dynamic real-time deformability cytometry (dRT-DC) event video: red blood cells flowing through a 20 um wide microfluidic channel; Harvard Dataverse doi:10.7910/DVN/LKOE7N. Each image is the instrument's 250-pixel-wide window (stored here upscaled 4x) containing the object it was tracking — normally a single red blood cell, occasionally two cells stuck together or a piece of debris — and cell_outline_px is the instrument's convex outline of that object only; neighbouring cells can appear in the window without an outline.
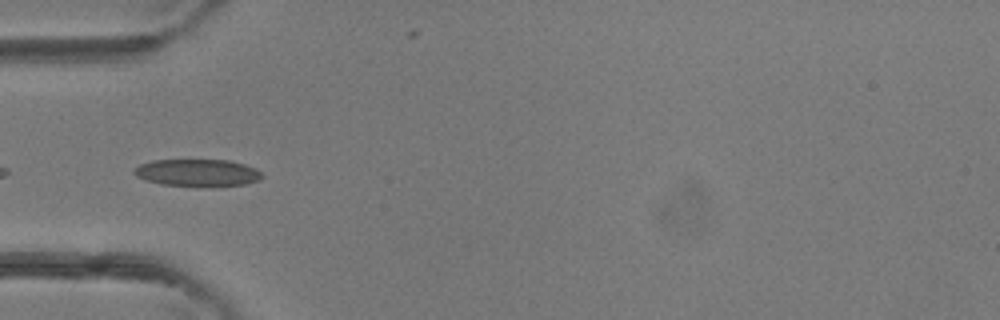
{"species": "common noctule bat (a hibernating species)", "species_latin": "Nyctalus noctula", "temperature_condition": "room temperature", "stored_images_in_passage": 25, "camera_frame_rate_fps": 3000, "um_per_image_px": 0.085, "animal": {"sex": "female"}, "frame": {"image": 1, "passage_image": 2, "time_ms": 0.333, "image_size_px": [1000, 320], "cell_outline_px": [[264, 176], [260, 180], [244, 184], [160, 184], [144, 180], [136, 176], [132, 172], [140, 164], [152, 160], [228, 160], [244, 164], [256, 168]], "centroid_in_image_um": [16.76, 14.64], "position_along_channel_um": 68.2, "area_um2": 19.54}}
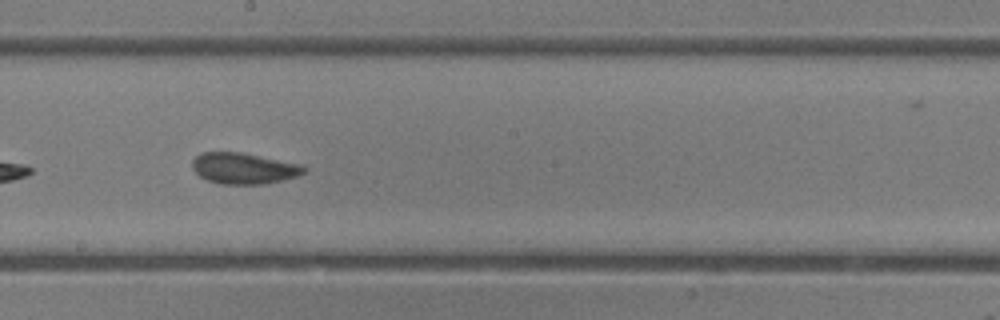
{"frame": {"image": 2, "passage_image": 13, "time_ms": 4.0, "image_size_px": [1000, 320], "cell_outline_px": [[308, 168], [304, 172], [296, 176], [264, 184], [220, 184], [208, 180], [200, 176], [192, 168], [192, 160], [200, 152], [240, 152], [300, 164]], "centroid_in_image_um": [20.69, 14.3], "position_along_channel_um": 227.5, "area_um2": 20.06}}
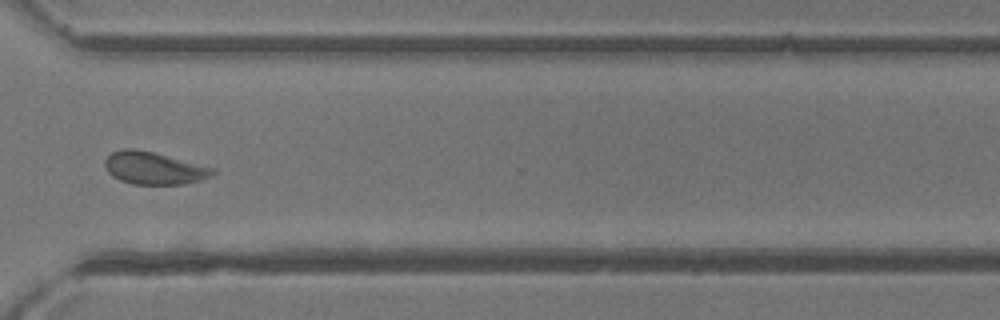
{"frame": {"image": 3, "passage_image": 22, "time_ms": 7.0, "image_size_px": [1000, 320], "cell_outline_px": [[216, 172], [212, 176], [200, 180], [184, 184], [132, 184], [120, 180], [112, 176], [108, 172], [104, 164], [104, 160], [112, 152], [124, 148], [132, 148], [152, 152], [216, 168]], "centroid_in_image_um": [13.09, 14.29], "position_along_channel_um": 357.5, "area_um2": 20.35}, "authors_computed_cell_mechanics": {"area_um2": 20.3456, "velocity_mm_per_s": 4.3366, "shape_relaxation_time_tau1_ms": 4.5942, "shape_relaxation_time_tau2_ms": 1.1143, "deformation_change_tau1": 0.0988, "deformation_change_tau2": 0.0556}}